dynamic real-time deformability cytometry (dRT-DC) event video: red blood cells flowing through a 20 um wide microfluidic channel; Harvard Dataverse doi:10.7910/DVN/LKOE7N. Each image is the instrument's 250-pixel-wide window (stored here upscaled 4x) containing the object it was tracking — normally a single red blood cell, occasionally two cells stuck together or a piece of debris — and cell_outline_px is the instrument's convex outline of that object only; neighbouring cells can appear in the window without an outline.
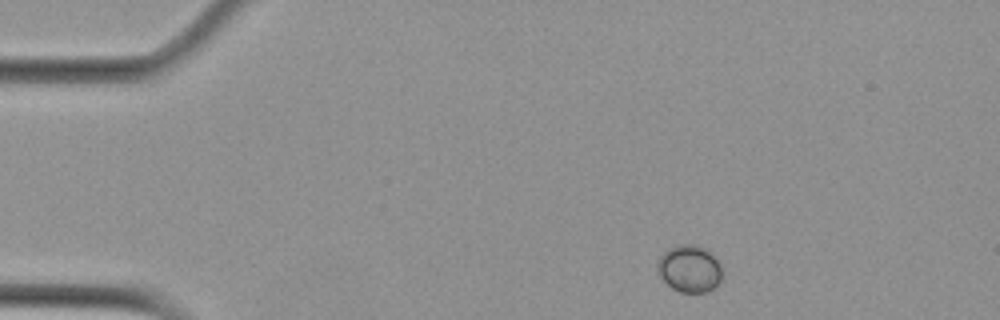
{"species": "Egyptian fruit bat (a non-hibernating species)", "species_latin": "Rousettus aegyptiacus", "temperature_condition": "cold", "stored_images_in_passage": 4, "camera_frame_rate_fps": 3000, "um_per_image_px": 0.085, "animal": {"sex": "female"}, "frame": {"image": 1, "passage_image": 1, "time_ms": 0.0, "image_size_px": [1000, 320], "cell_outline_px": [[720, 280], [708, 292], [680, 292], [672, 288], [660, 276], [656, 264], [660, 256], [668, 248], [680, 244], [692, 244], [704, 248], [720, 264]], "centroid_in_image_um": [58.56, 22.83], "position_along_channel_um": 26.4, "area_um2": 17.4}}
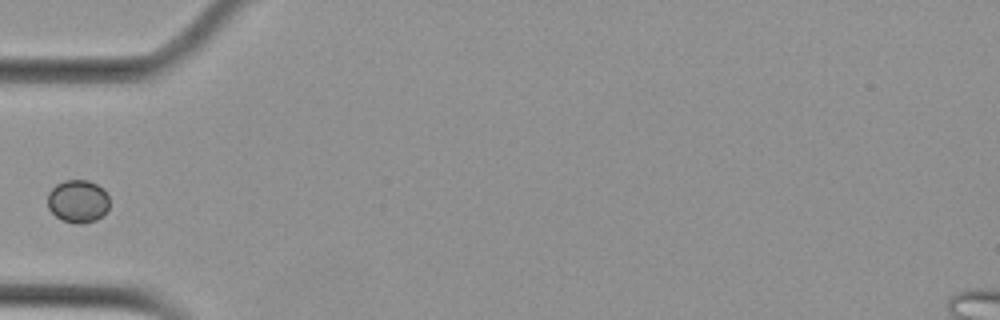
{"frame": {"image": 2, "passage_image": 4, "time_ms": 3.333, "image_size_px": [1000, 320], "cell_outline_px": [[108, 208], [96, 220], [80, 224], [76, 224], [60, 220], [48, 208], [48, 192], [56, 184], [64, 180], [88, 180], [96, 184], [108, 196]], "centroid_in_image_um": [6.58, 17.11], "position_along_channel_um": 78.4, "area_um2": 15.32}}